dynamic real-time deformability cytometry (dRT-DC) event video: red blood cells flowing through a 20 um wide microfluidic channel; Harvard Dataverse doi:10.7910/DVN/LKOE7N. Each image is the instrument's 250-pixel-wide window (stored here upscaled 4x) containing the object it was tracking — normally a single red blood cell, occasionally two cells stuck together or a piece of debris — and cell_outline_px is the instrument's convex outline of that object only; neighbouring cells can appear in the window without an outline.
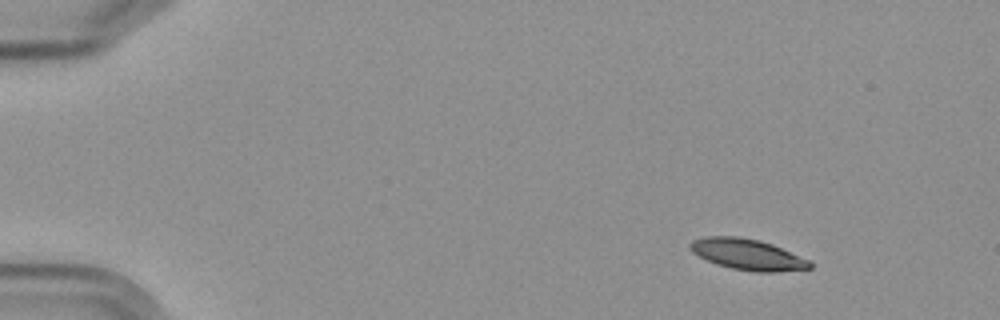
{"species": "Egyptian fruit bat (a non-hibernating species)", "species_latin": "Rousettus aegyptiacus", "temperature_condition": "cold", "stored_images_in_passage": 5, "camera_frame_rate_fps": 3000, "um_per_image_px": 0.085, "frame": {"image": 1, "passage_image": 2, "time_ms": 2.0, "image_size_px": [1000, 320], "cell_outline_px": [[812, 268], [776, 272], [756, 272], [732, 268], [716, 264], [692, 252], [688, 248], [688, 244], [692, 240], [704, 236], [740, 236], [760, 240], [772, 244], [808, 260], [812, 264]], "centroid_in_image_um": [63.5, 21.61], "position_along_channel_um": 21.5, "area_um2": 21.56}}
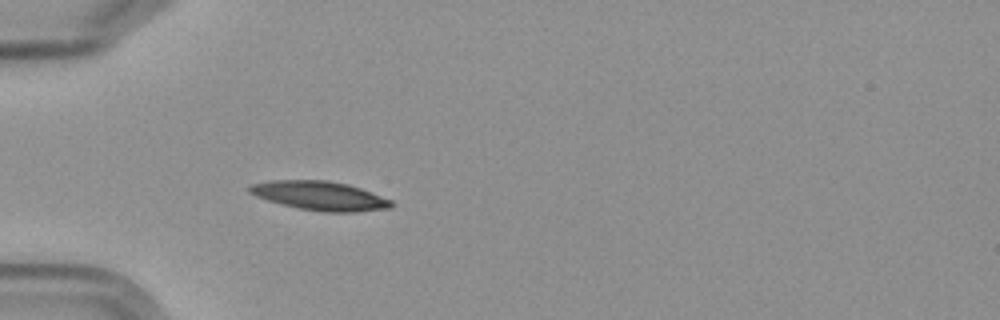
{"frame": {"image": 2, "passage_image": 5, "time_ms": 5.667, "image_size_px": [1000, 320], "cell_outline_px": [[392, 208], [356, 212], [324, 212], [300, 208], [268, 200], [256, 196], [248, 192], [248, 188], [252, 184], [272, 180], [328, 180], [348, 184], [372, 192], [392, 200]], "centroid_in_image_um": [27.22, 16.63], "position_along_channel_um": 57.8, "area_um2": 23.87}}